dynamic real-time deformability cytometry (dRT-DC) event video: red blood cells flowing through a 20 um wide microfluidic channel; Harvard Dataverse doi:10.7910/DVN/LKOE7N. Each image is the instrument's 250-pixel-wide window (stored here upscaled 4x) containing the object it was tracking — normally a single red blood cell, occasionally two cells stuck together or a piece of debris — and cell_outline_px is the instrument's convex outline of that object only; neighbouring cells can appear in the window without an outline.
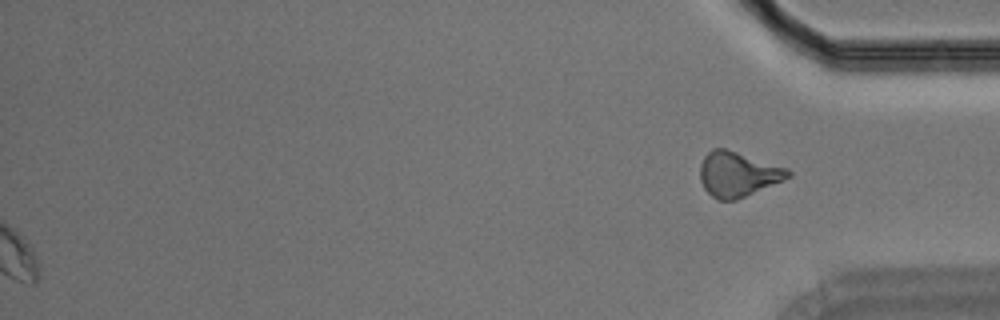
{"species": "Egyptian fruit bat (a non-hibernating species)", "species_latin": "Rousettus aegyptiacus", "temperature_condition": "room temperature", "stored_images_in_passage": 39, "segment_of_instrument_passage": [2, 2], "camera_frame_rate_fps": 3000, "um_per_image_px": 0.085, "animal": {"sex": "male"}, "frame": {"image": 1, "passage_image": 39, "time_ms": 12.667, "image_size_px": [1000, 320], "cell_outline_px": [[792, 176], [784, 180], [736, 200], [716, 200], [704, 188], [700, 180], [700, 164], [704, 156], [712, 148], [724, 148], [788, 168], [792, 172]], "centroid_in_image_um": [62.71, 14.81], "position_along_channel_um": 372.5, "area_um2": 23.0}}